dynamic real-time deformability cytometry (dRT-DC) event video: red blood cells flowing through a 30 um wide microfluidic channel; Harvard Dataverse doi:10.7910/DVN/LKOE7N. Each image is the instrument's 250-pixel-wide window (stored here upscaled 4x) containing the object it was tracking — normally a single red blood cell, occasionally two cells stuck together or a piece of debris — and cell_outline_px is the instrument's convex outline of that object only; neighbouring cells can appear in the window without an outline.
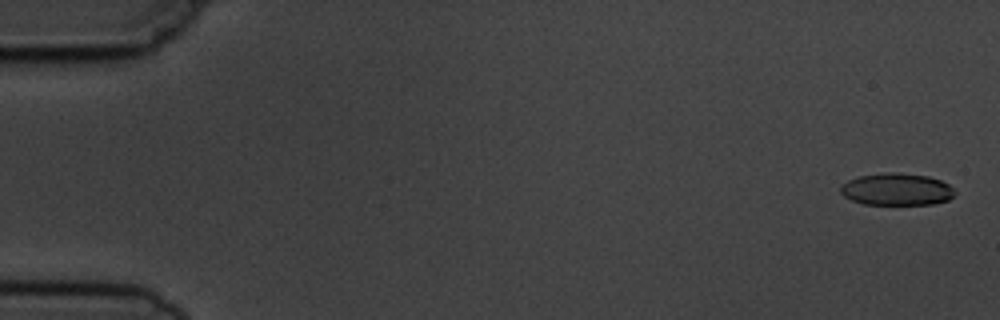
{"species": "common noctule bat (a hibernating species)", "species_latin": "Nyctalus noctula", "temperature_condition": "cold", "stored_images_in_passage": 6, "camera_frame_rate_fps": 3000, "um_per_image_px": 0.085, "animal": {"sex": "male", "body_mass_g": 19.5, "forearm_length_mm": 54.6}, "frame": {"image": 1, "passage_image": 1, "time_ms": 0.0, "image_size_px": [1000, 320], "cell_outline_px": [[956, 192], [948, 200], [932, 204], [864, 204], [852, 200], [844, 196], [840, 192], [840, 188], [848, 180], [860, 176], [888, 172], [896, 172], [928, 176], [940, 180], [948, 184]], "centroid_in_image_um": [76.22, 16.09], "position_along_channel_um": 8.8, "area_um2": 21.21}}
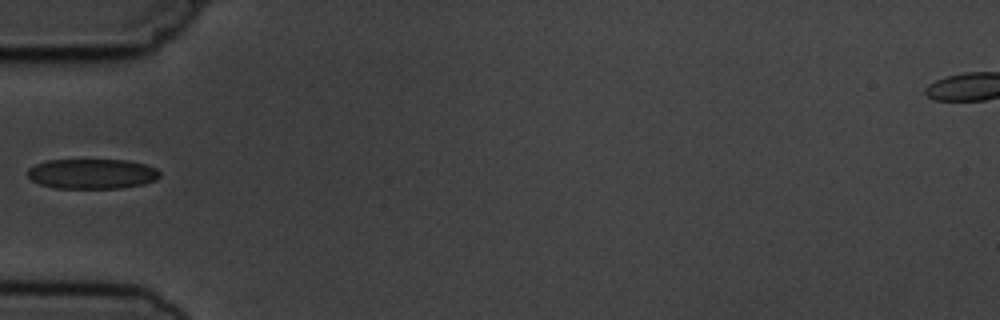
{"frame": {"image": 2, "passage_image": 5, "time_ms": 5.667, "image_size_px": [1000, 320], "cell_outline_px": [[160, 176], [156, 180], [144, 184], [120, 188], [56, 188], [40, 184], [32, 180], [28, 176], [28, 168], [36, 164], [48, 160], [128, 160], [148, 164], [156, 168], [160, 172]], "centroid_in_image_um": [7.87, 14.77], "position_along_channel_um": 77.1, "area_um2": 23.24}}
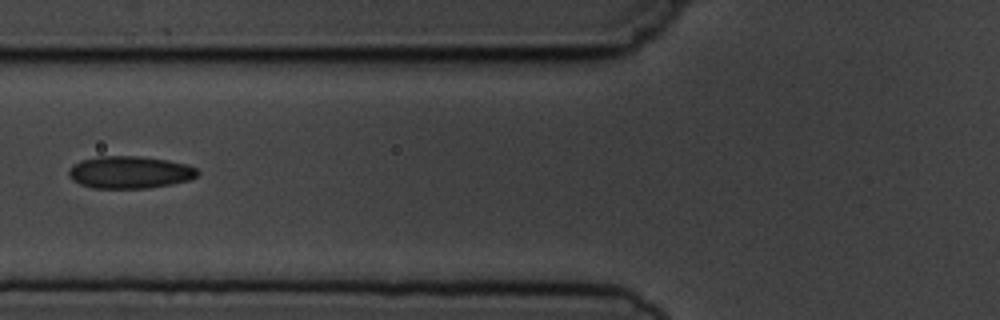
{"frame": {"image": 3, "passage_image": 6, "time_ms": 6.667, "image_size_px": [1000, 320], "cell_outline_px": [[200, 172], [196, 176], [188, 180], [172, 184], [148, 188], [92, 188], [80, 184], [72, 180], [68, 176], [68, 172], [80, 160], [100, 156], [136, 156], [168, 160], [188, 164], [196, 168]], "centroid_in_image_um": [11.05, 14.64], "position_along_channel_um": 114.8, "area_um2": 24.22}}